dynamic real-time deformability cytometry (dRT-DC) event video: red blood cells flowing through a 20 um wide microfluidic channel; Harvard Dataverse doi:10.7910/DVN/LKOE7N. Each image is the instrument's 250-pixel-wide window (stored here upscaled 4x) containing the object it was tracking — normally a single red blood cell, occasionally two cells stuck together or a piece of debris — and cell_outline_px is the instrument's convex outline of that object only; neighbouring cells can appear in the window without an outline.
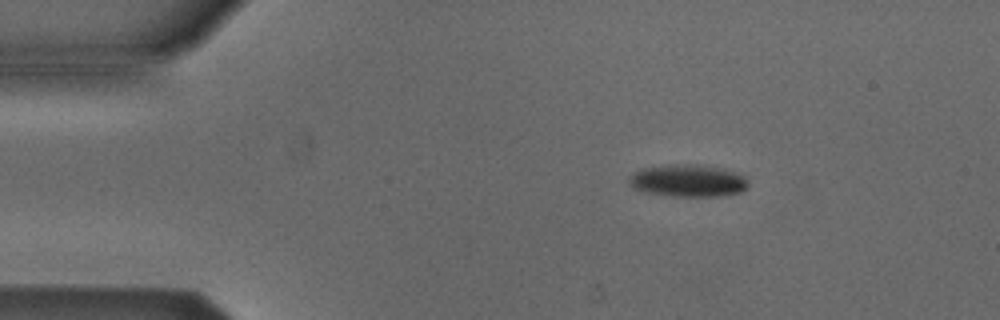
{"species": "Egyptian fruit bat (a non-hibernating species)", "species_latin": "Rousettus aegyptiacus", "temperature_condition": "cold", "stored_images_in_passage": 4, "camera_frame_rate_fps": 3000, "um_per_image_px": 0.085, "animal": {"sex": "male"}, "frame": {"image": 1, "passage_image": 2, "time_ms": 1.0, "image_size_px": [1000, 320], "cell_outline_px": [[748, 188], [740, 192], [720, 196], [672, 196], [644, 192], [632, 188], [628, 184], [628, 176], [632, 172], [644, 168], [716, 168], [732, 172], [744, 176], [748, 180]], "centroid_in_image_um": [58.45, 15.45], "position_along_channel_um": 26.6, "area_um2": 21.04}}
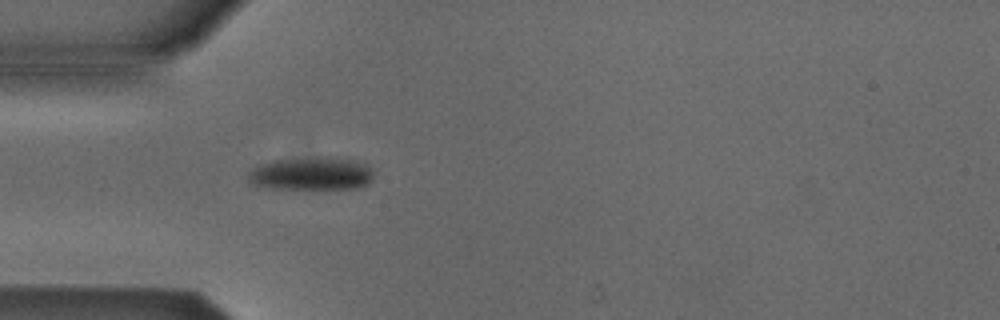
{"frame": {"image": 2, "passage_image": 4, "time_ms": 3.333, "image_size_px": [1000, 320], "cell_outline_px": [[372, 180], [368, 184], [356, 188], [264, 188], [252, 184], [248, 180], [248, 172], [260, 164], [276, 160], [320, 156], [332, 156], [352, 160], [364, 164], [372, 168]], "centroid_in_image_um": [26.46, 14.75], "position_along_channel_um": 58.5, "area_um2": 24.22}}